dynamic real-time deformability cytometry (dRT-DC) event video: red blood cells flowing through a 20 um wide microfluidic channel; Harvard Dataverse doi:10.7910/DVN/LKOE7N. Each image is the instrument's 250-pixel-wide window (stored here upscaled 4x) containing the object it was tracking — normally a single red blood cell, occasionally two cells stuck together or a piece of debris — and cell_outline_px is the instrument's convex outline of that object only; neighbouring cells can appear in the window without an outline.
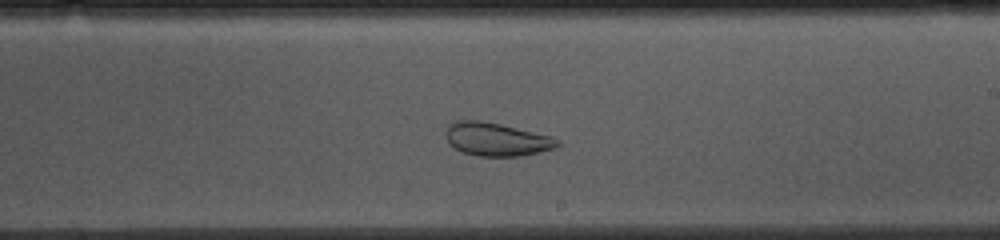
{"species": "common noctule bat (a hibernating species)", "species_latin": "Nyctalus noctula", "temperature_condition": "cold", "stored_images_in_passage": 40, "camera_frame_rate_fps": 3000, "um_per_image_px": 0.085, "animal": {"sex": "female", "body_mass_g": 10.0, "forearm_length_mm": 53.1}, "frame": {"image": 1, "passage_image": 26, "time_ms": 8.333, "image_size_px": [1000, 240], "cell_outline_px": [[560, 144], [556, 148], [540, 152], [520, 156], [476, 156], [460, 152], [448, 144], [448, 124], [456, 120], [480, 120], [500, 124], [552, 136], [560, 140]], "centroid_in_image_um": [42.22, 11.85], "position_along_channel_um": 246.8, "area_um2": 21.73}}
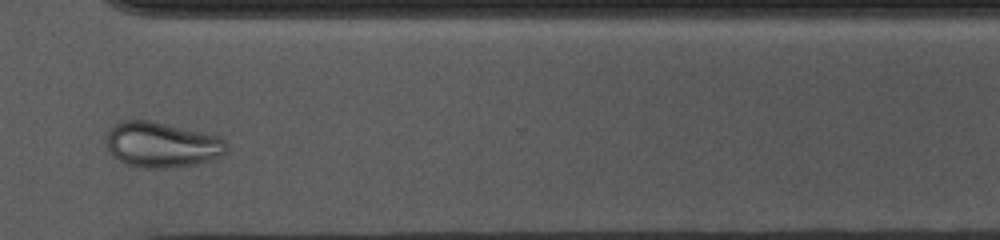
{"frame": {"image": 2, "passage_image": 35, "time_ms": 11.333, "image_size_px": [1000, 240], "cell_outline_px": [[228, 148], [224, 156], [212, 160], [172, 168], [136, 168], [112, 156], [108, 148], [108, 128], [120, 120], [148, 120], [204, 132], [216, 136], [224, 140], [228, 144]], "centroid_in_image_um": [13.76, 12.3], "position_along_channel_um": 356.8, "area_um2": 31.96}}
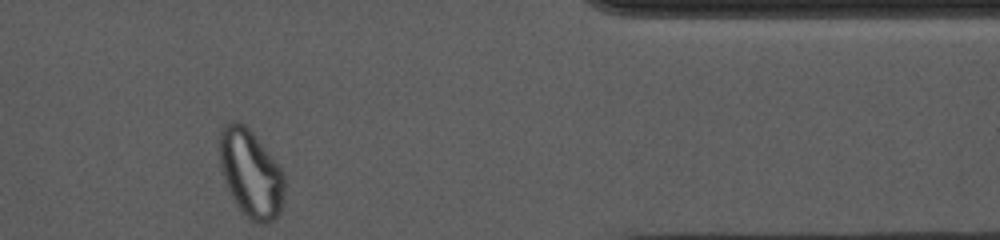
{"frame": {"image": 3, "passage_image": 40, "time_ms": 13.0, "image_size_px": [1000, 240], "cell_outline_px": [[284, 196], [280, 212], [268, 224], [256, 224], [236, 204], [224, 180], [220, 168], [220, 132], [224, 124], [232, 120], [240, 120], [252, 132], [284, 172]], "centroid_in_image_um": [21.31, 14.73], "position_along_channel_um": 390.1, "area_um2": 33.06}}